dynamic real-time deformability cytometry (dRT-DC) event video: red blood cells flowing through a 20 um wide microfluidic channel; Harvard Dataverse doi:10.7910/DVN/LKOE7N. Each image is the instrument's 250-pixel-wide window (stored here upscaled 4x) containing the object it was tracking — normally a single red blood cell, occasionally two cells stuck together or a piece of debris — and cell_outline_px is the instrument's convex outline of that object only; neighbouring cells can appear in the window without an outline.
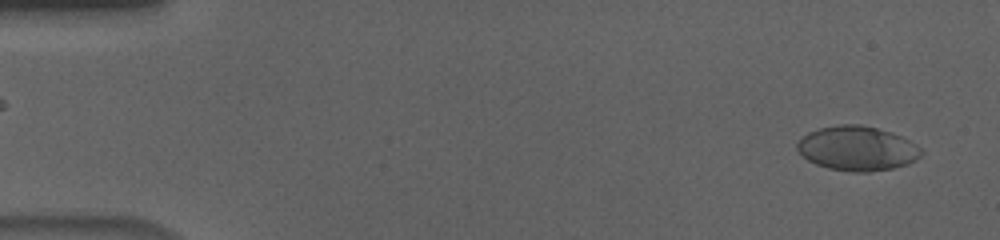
{"species": "human", "species_latin": "Homo sapiens", "temperature_condition": "cold", "stored_images_in_passage": 52, "camera_frame_rate_fps": 3000, "um_per_image_px": 0.085, "donor": {"sex": "male"}, "frame": {"image": 1, "passage_image": 2, "time_ms": 0.333, "image_size_px": [1000, 240], "cell_outline_px": [[924, 152], [916, 160], [908, 164], [892, 168], [868, 172], [852, 172], [828, 168], [816, 164], [808, 160], [796, 148], [796, 144], [808, 132], [820, 128], [840, 124], [860, 124], [892, 132], [908, 140], [920, 148]], "centroid_in_image_um": [72.87, 12.62], "position_along_channel_um": 12.1, "area_um2": 32.02}}
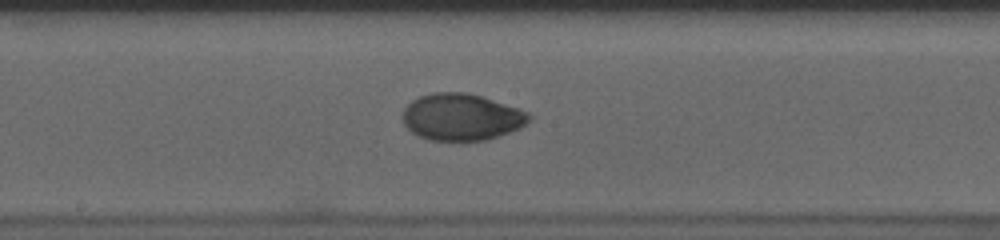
{"frame": {"image": 2, "passage_image": 29, "time_ms": 9.333, "image_size_px": [1000, 240], "cell_outline_px": [[532, 116], [520, 128], [488, 140], [428, 140], [412, 132], [404, 124], [404, 108], [412, 100], [420, 96], [432, 92], [464, 92], [480, 96], [520, 108], [528, 112]], "centroid_in_image_um": [39.24, 9.94], "position_along_channel_um": 209.0, "area_um2": 34.28}}
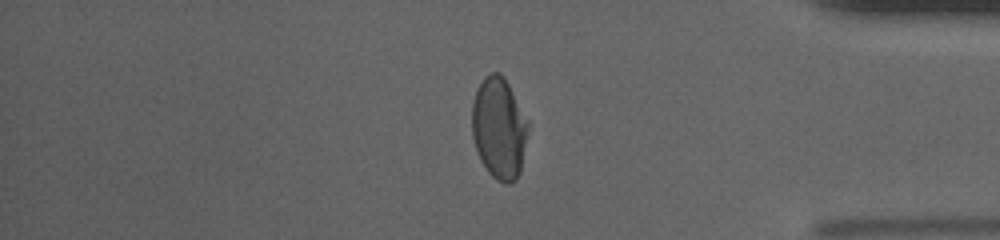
{"frame": {"image": 3, "passage_image": 46, "time_ms": 15.0, "image_size_px": [1000, 240], "cell_outline_px": [[532, 124], [520, 172], [516, 180], [508, 184], [504, 184], [496, 180], [488, 172], [480, 160], [472, 136], [472, 104], [476, 88], [484, 76], [492, 72], [500, 72], [504, 76]], "centroid_in_image_um": [42.46, 10.89], "position_along_channel_um": 392.7, "area_um2": 34.28}}